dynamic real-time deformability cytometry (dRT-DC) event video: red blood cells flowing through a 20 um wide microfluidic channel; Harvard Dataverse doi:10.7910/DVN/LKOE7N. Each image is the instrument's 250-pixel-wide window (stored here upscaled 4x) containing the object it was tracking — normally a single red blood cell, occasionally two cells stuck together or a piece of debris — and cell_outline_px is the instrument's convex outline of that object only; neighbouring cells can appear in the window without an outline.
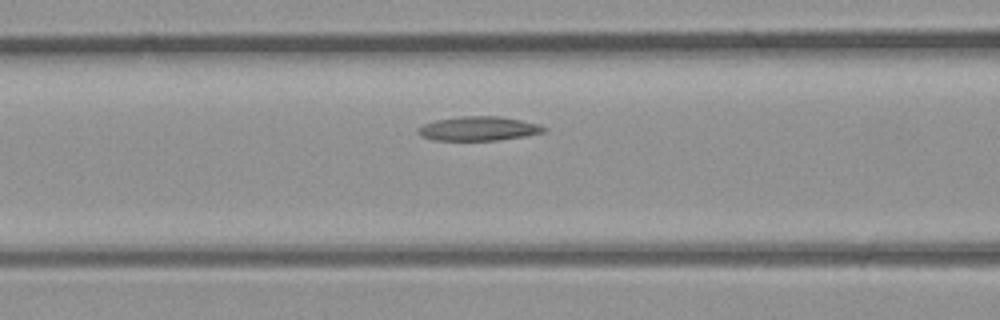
{"species": "common noctule bat (a hibernating species)", "species_latin": "Nyctalus noctula", "temperature_condition": "room temperature", "stored_images_in_passage": 10, "camera_frame_rate_fps": 3000, "um_per_image_px": 0.085, "animal": {"sex": "male", "body_mass_g": 23.1, "forearm_length_mm": 52.7}, "frame": {"image": 1, "passage_image": 9, "time_ms": 2.667, "image_size_px": [1000, 320], "cell_outline_px": [[548, 128], [544, 132], [524, 136], [496, 140], [432, 140], [420, 136], [416, 132], [416, 128], [424, 124], [436, 120], [460, 116], [500, 116], [540, 124]], "centroid_in_image_um": [40.65, 10.93], "position_along_channel_um": 126.0, "area_um2": 17.8}}